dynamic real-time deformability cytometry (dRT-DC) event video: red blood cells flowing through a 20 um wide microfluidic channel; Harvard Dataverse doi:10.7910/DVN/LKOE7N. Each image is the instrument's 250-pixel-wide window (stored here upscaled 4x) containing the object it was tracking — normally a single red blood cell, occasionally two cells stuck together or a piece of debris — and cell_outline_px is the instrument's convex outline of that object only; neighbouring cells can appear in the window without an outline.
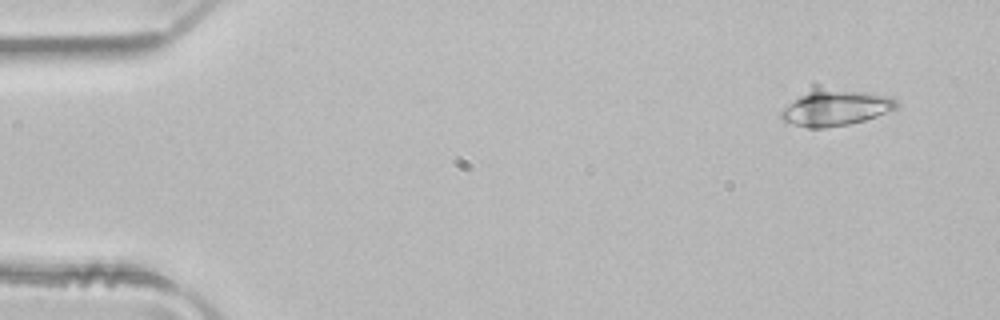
{"species": "common noctule bat (a hibernating species)", "species_latin": "Nyctalus noctula", "temperature_condition": "room temperature", "stored_images_in_passage": 4, "camera_frame_rate_fps": 3000, "um_per_image_px": 0.085, "animal": {"sex": "male", "body_mass_g": 21.5, "forearm_length_mm": 52.0}, "frame": {"image": 1, "passage_image": 1, "time_ms": 0.0, "image_size_px": [1000, 320], "cell_outline_px": [[900, 108], [864, 120], [848, 124], [824, 128], [808, 128], [792, 124], [784, 120], [780, 116], [780, 112], [812, 80], [888, 96], [896, 100], [900, 104]], "centroid_in_image_um": [70.96, 9.02], "position_along_channel_um": 14.0, "area_um2": 26.3}}